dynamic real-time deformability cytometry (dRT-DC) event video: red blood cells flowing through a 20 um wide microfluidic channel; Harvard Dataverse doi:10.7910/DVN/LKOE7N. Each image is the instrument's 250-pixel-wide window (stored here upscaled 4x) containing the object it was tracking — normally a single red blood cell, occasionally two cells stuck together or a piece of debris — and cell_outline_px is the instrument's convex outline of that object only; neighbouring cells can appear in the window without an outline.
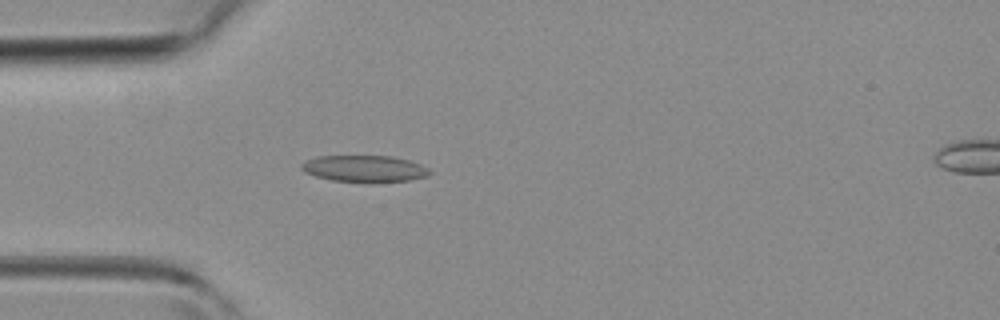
{"species": "common noctule bat (a hibernating species)", "species_latin": "Nyctalus noctula", "temperature_condition": "room temperature", "stored_images_in_passage": 40, "camera_frame_rate_fps": 3000, "um_per_image_px": 0.085, "animal": {"sex": "female", "body_mass_g": 19.3, "forearm_length_mm": 54.1}, "frame": {"image": 1, "passage_image": 8, "time_ms": 2.333, "image_size_px": [1000, 320], "cell_outline_px": [[432, 172], [428, 176], [412, 180], [372, 184], [368, 184], [332, 180], [316, 176], [304, 172], [300, 168], [300, 164], [304, 160], [316, 156], [392, 156], [408, 160], [420, 164], [428, 168]], "centroid_in_image_um": [30.98, 14.36], "position_along_channel_um": 54.0, "area_um2": 20.58}}
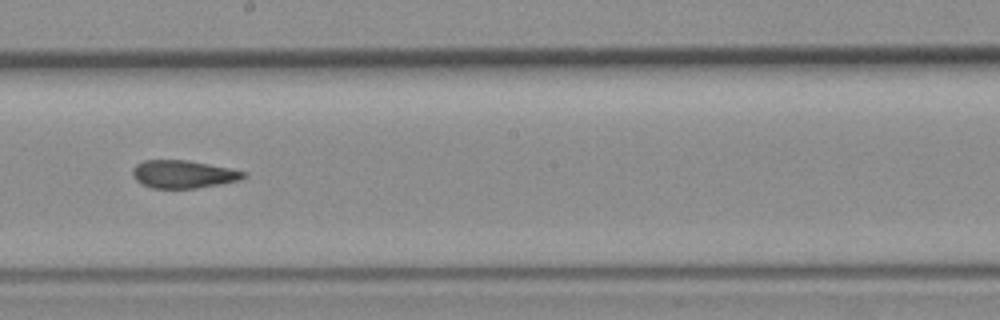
{"frame": {"image": 2, "passage_image": 20, "time_ms": 6.333, "image_size_px": [1000, 320], "cell_outline_px": [[248, 176], [240, 180], [196, 188], [152, 188], [136, 180], [132, 176], [132, 168], [136, 164], [144, 160], [188, 160], [228, 168], [244, 172]], "centroid_in_image_um": [15.55, 14.8], "position_along_channel_um": 232.7, "area_um2": 17.86}}
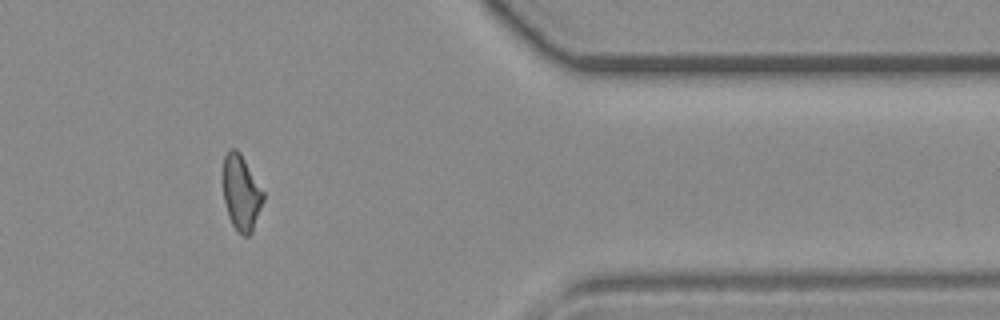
{"frame": {"image": 3, "passage_image": 32, "time_ms": 10.333, "image_size_px": [1000, 320], "cell_outline_px": [[264, 200], [252, 232], [248, 236], [244, 236], [232, 224], [228, 216], [224, 200], [224, 156], [232, 148], [236, 148], [240, 152], [264, 192]], "centroid_in_image_um": [20.52, 16.39], "position_along_channel_um": 390.9, "area_um2": 17.4}}